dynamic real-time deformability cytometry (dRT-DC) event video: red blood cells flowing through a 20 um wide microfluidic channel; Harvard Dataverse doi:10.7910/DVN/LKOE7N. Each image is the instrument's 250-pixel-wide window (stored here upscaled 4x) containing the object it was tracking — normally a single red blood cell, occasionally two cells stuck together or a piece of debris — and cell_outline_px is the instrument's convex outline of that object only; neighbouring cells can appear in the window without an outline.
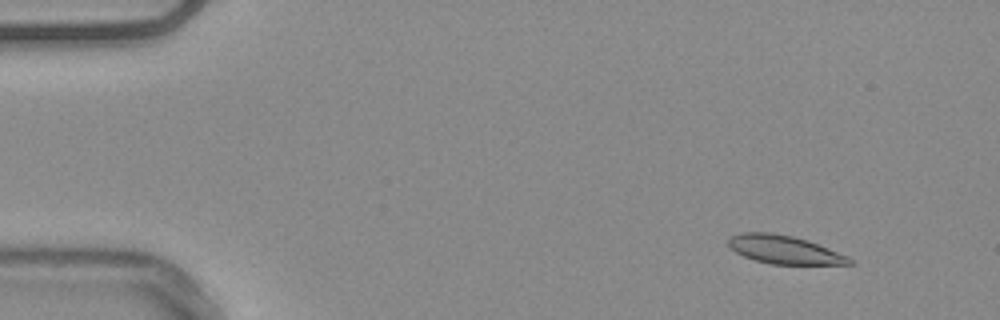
{"species": "common noctule bat (a hibernating species)", "species_latin": "Nyctalus noctula", "temperature_condition": "warm", "stored_images_in_passage": 54, "camera_frame_rate_fps": 3000, "um_per_image_px": 0.085, "animal": {"sex": "male", "body_mass_g": 20.4}, "frame": {"image": 1, "passage_image": 5, "time_ms": 1.333, "image_size_px": [1000, 320], "cell_outline_px": [[852, 264], [772, 264], [756, 260], [744, 256], [736, 252], [728, 244], [728, 240], [732, 236], [740, 232], [772, 232], [792, 236], [808, 240], [848, 256], [852, 260]], "centroid_in_image_um": [66.66, 21.21], "position_along_channel_um": 18.3, "area_um2": 19.77}}
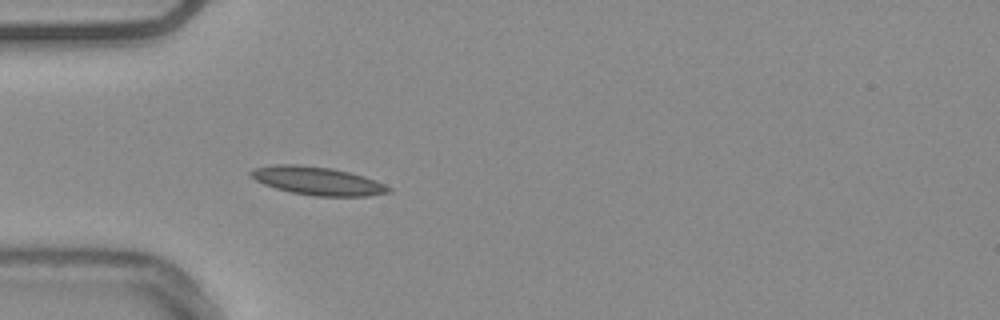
{"frame": {"image": 2, "passage_image": 16, "time_ms": 5.0, "image_size_px": [1000, 320], "cell_outline_px": [[392, 192], [368, 196], [316, 196], [292, 192], [276, 188], [264, 184], [256, 180], [248, 172], [252, 168], [276, 164], [296, 164], [332, 168], [364, 176], [384, 184], [392, 188]], "centroid_in_image_um": [26.99, 15.37], "position_along_channel_um": 58.0, "area_um2": 22.6}}
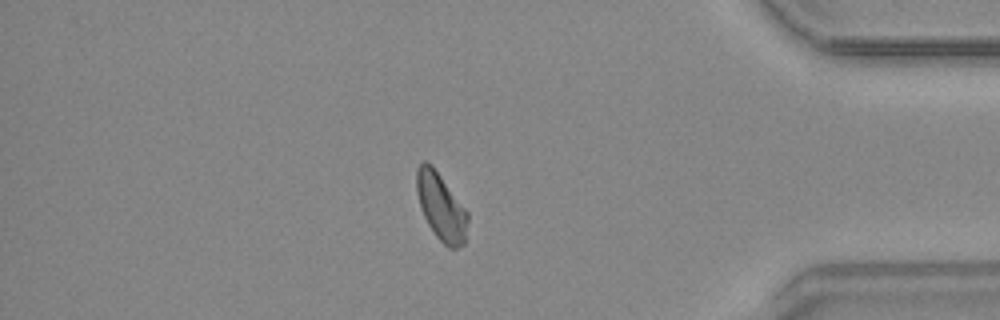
{"frame": {"image": 3, "passage_image": 46, "time_ms": 15.0, "image_size_px": [1000, 320], "cell_outline_px": [[468, 220], [464, 244], [456, 248], [448, 248], [436, 236], [428, 224], [424, 216], [416, 192], [416, 168], [424, 160], [432, 164], [468, 212]], "centroid_in_image_um": [37.48, 17.56], "position_along_channel_um": 397.7, "area_um2": 19.94}, "authors_computed_cell_mechanics": {"area_um2": 20.2011, "velocity_mm_per_s": 3.7589, "shape_relaxation_time_tau1_ms": 8.9985, "shape_relaxation_time_tau2_ms": null, "deformation_change_tau1": 0.1471, "deformation_change_tau2": null}}